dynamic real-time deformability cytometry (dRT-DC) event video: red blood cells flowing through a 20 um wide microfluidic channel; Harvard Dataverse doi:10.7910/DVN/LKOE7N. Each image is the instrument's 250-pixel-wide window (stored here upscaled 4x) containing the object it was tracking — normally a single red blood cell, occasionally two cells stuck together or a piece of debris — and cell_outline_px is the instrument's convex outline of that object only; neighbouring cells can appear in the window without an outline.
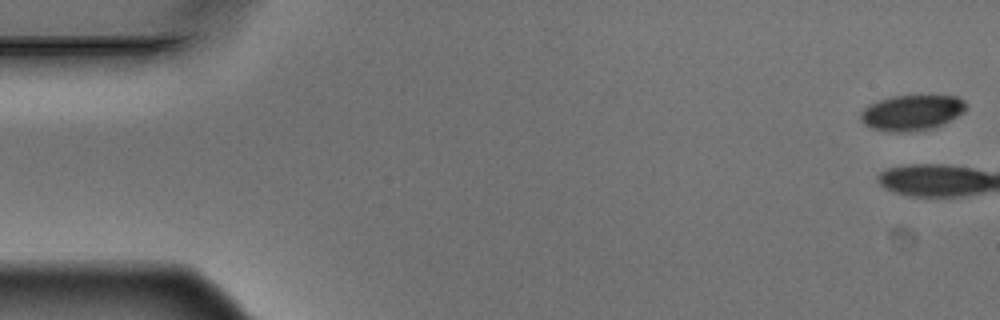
{"species": "Egyptian fruit bat (a non-hibernating species)", "species_latin": "Rousettus aegyptiacus", "temperature_condition": "warm", "stored_images_in_passage": 6, "camera_frame_rate_fps": 3000, "um_per_image_px": 0.085, "animal": {"sex": "male"}, "frame": {"image": 1, "passage_image": 1, "time_ms": 0.0, "image_size_px": [1000, 320], "cell_outline_px": [[968, 108], [964, 112], [932, 128], [900, 132], [888, 132], [872, 128], [864, 124], [860, 120], [860, 112], [868, 104], [892, 96], [956, 96], [964, 100], [968, 104]], "centroid_in_image_um": [77.48, 9.56], "position_along_channel_um": 7.5, "area_um2": 21.68}}